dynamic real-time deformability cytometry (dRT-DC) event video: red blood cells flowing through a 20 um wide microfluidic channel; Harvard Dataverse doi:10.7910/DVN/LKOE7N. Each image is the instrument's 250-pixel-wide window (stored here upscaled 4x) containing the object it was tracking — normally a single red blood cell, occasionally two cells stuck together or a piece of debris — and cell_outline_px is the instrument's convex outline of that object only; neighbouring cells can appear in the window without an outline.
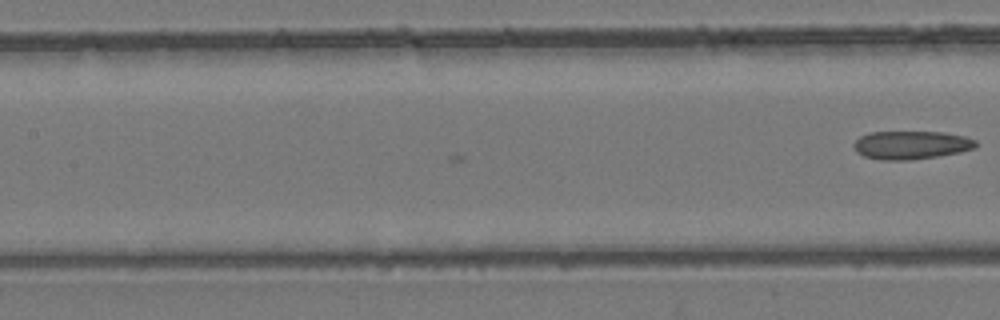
{"species": "common noctule bat (a hibernating species)", "species_latin": "Nyctalus noctula", "temperature_condition": "room temperature", "stored_images_in_passage": 5, "camera_frame_rate_fps": 3000, "um_per_image_px": 0.085, "animal": {"sex": "female", "body_mass_g": 24.6, "forearm_length_mm": 56.2}, "frame": {"image": 1, "passage_image": 5, "time_ms": 1.333, "image_size_px": [1000, 320], "cell_outline_px": [[976, 148], [960, 152], [936, 156], [908, 160], [884, 160], [864, 156], [856, 152], [852, 144], [860, 136], [868, 132], [944, 132], [964, 136], [976, 140]], "centroid_in_image_um": [77.43, 12.32], "position_along_channel_um": 130.0, "area_um2": 20.11}}